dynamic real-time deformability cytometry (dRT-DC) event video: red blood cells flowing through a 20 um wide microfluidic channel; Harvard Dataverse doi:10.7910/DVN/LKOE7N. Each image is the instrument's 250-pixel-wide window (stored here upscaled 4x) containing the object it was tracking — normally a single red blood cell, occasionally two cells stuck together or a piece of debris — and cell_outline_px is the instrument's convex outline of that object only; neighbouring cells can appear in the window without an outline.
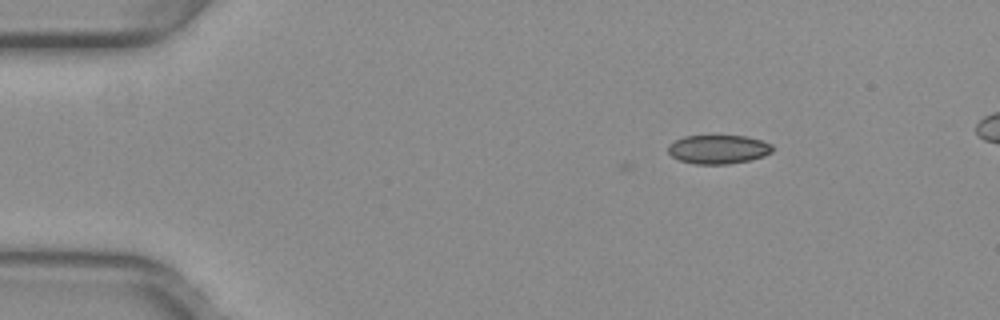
{"species": "common noctule bat (a hibernating species)", "species_latin": "Nyctalus noctula", "temperature_condition": "warm", "stored_images_in_passage": 4, "camera_frame_rate_fps": 3000, "um_per_image_px": 0.085, "animal": {"sex": "female", "body_mass_g": 29.2, "forearm_length_mm": 56.3}, "frame": {"image": 1, "passage_image": 4, "time_ms": 1.0, "image_size_px": [1000, 320], "cell_outline_px": [[772, 152], [764, 156], [752, 160], [728, 164], [696, 164], [680, 160], [672, 156], [668, 152], [668, 144], [684, 136], [712, 132], [748, 136], [772, 144]], "centroid_in_image_um": [61.05, 12.63], "position_along_channel_um": 23.9, "area_um2": 18.5}}